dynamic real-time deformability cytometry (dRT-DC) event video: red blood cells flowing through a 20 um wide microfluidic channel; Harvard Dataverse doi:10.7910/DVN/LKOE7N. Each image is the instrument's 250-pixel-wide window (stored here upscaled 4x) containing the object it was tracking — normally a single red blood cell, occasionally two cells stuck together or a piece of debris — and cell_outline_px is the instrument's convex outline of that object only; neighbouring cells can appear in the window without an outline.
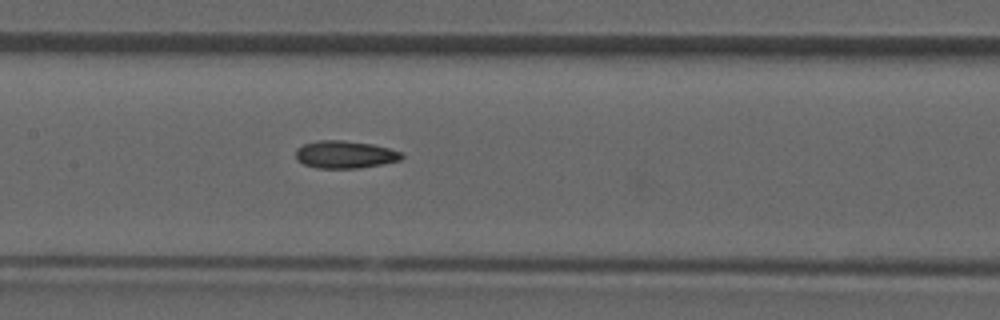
{"species": "common noctule bat (a hibernating species)", "species_latin": "Nyctalus noctula", "temperature_condition": "room temperature", "stored_images_in_passage": 28, "camera_frame_rate_fps": 3000, "um_per_image_px": 0.085, "animal": {"sex": "male", "forearm_length_mm": 52.5}, "frame": {"image": 1, "passage_image": 7, "time_ms": 2.0, "image_size_px": [1000, 320], "cell_outline_px": [[404, 156], [400, 160], [384, 164], [360, 168], [316, 168], [304, 164], [296, 160], [296, 148], [304, 144], [320, 140], [340, 140], [372, 144], [404, 152]], "centroid_in_image_um": [29.34, 13.14], "position_along_channel_um": 178.1, "area_um2": 17.11}}